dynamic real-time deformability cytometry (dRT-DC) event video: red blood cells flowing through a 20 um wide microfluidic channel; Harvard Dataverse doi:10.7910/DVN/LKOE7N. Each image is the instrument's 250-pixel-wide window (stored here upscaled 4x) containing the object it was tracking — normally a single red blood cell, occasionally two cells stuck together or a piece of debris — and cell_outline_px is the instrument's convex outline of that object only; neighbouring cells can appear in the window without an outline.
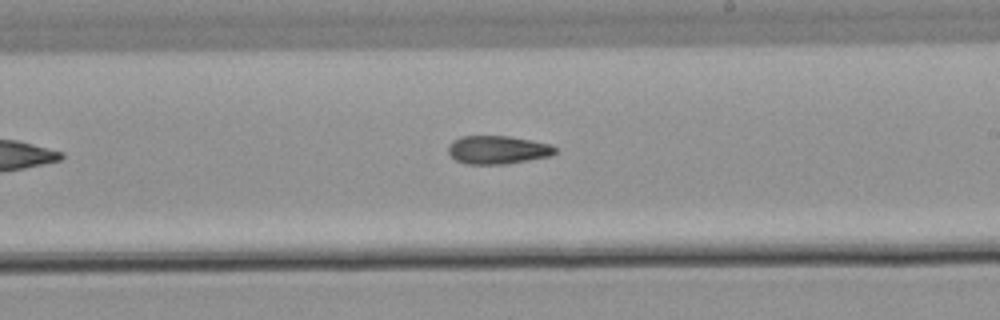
{"species": "common noctule bat (a hibernating species)", "species_latin": "Nyctalus noctula", "temperature_condition": "warm", "stored_images_in_passage": 9, "camera_frame_rate_fps": 3000, "um_per_image_px": 0.085, "animal": {"sex": "male", "body_mass_g": 21.5, "forearm_length_mm": 52.0}, "frame": {"image": 1, "passage_image": 9, "time_ms": 9.667, "image_size_px": [1000, 320], "cell_outline_px": [[556, 152], [552, 156], [508, 164], [468, 164], [456, 160], [448, 152], [448, 144], [452, 140], [460, 136], [508, 136], [532, 140], [552, 144], [556, 148]], "centroid_in_image_um": [42.32, 12.73], "position_along_channel_um": 246.7, "area_um2": 17.86}}